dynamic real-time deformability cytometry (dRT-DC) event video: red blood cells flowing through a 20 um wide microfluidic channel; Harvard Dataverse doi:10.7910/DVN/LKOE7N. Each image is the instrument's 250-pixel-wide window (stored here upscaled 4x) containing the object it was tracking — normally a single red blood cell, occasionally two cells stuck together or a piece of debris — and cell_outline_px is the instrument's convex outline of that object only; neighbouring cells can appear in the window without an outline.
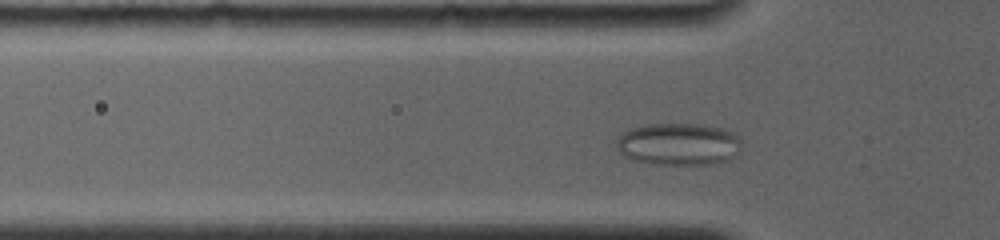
{"species": "common noctule bat (a hibernating species)", "species_latin": "Nyctalus noctula", "temperature_condition": "room temperature", "stored_images_in_passage": 54, "camera_frame_rate_fps": 4000, "um_per_image_px": 0.085, "animal": {"sex": "female", "body_mass_g": 19.0, "forearm_length_mm": 56.7}, "frame": {"image": 1, "passage_image": 10, "time_ms": 2.25, "image_size_px": [1000, 240], "cell_outline_px": [[740, 152], [736, 156], [728, 160], [708, 164], [656, 164], [632, 160], [624, 156], [616, 148], [616, 140], [624, 132], [632, 128], [648, 124], [704, 124], [720, 128], [732, 132], [740, 136]], "centroid_in_image_um": [57.69, 12.25], "position_along_channel_um": 68.1, "area_um2": 30.92}}
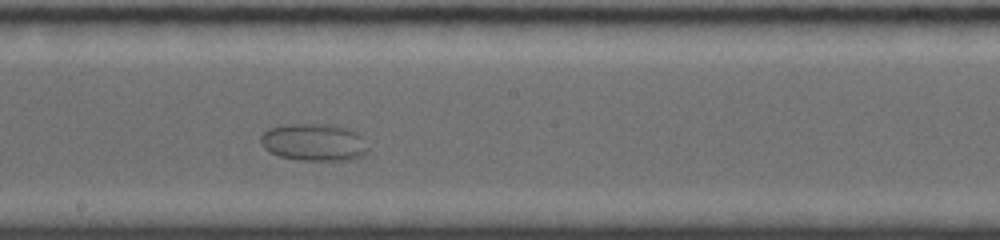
{"frame": {"image": 2, "passage_image": 28, "time_ms": 6.75, "image_size_px": [1000, 240], "cell_outline_px": [[368, 152], [364, 156], [356, 160], [300, 160], [280, 156], [268, 152], [260, 144], [260, 136], [268, 128], [288, 124], [332, 124], [348, 128], [356, 132], [360, 136], [368, 148]], "centroid_in_image_um": [26.69, 12.1], "position_along_channel_um": 221.5, "area_um2": 23.64}}
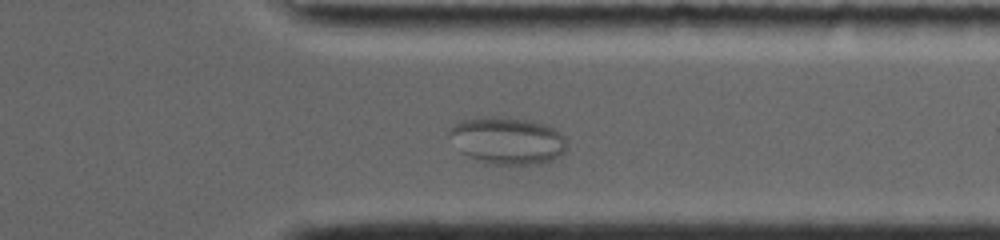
{"frame": {"image": 3, "passage_image": 45, "time_ms": 11.0, "image_size_px": [1000, 240], "cell_outline_px": [[564, 152], [560, 156], [552, 160], [532, 164], [496, 164], [476, 160], [460, 152], [448, 132], [452, 124], [464, 120], [484, 116], [524, 120], [540, 124], [552, 128], [560, 132], [564, 136]], "centroid_in_image_um": [43.08, 11.96], "position_along_channel_um": 368.3, "area_um2": 31.56}}